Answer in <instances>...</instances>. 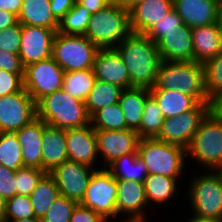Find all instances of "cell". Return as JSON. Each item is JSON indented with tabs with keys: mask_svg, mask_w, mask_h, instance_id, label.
<instances>
[{
	"mask_svg": "<svg viewBox=\"0 0 222 222\" xmlns=\"http://www.w3.org/2000/svg\"><path fill=\"white\" fill-rule=\"evenodd\" d=\"M115 49L129 72L132 86L151 88L155 85L162 62L155 42L145 34L131 32Z\"/></svg>",
	"mask_w": 222,
	"mask_h": 222,
	"instance_id": "obj_1",
	"label": "cell"
},
{
	"mask_svg": "<svg viewBox=\"0 0 222 222\" xmlns=\"http://www.w3.org/2000/svg\"><path fill=\"white\" fill-rule=\"evenodd\" d=\"M149 89L176 90L192 96L198 103H210L205 87L203 64L195 61L162 60L155 85Z\"/></svg>",
	"mask_w": 222,
	"mask_h": 222,
	"instance_id": "obj_2",
	"label": "cell"
},
{
	"mask_svg": "<svg viewBox=\"0 0 222 222\" xmlns=\"http://www.w3.org/2000/svg\"><path fill=\"white\" fill-rule=\"evenodd\" d=\"M36 109L37 117L51 127L66 130L90 124L85 102L73 98L63 89L42 98Z\"/></svg>",
	"mask_w": 222,
	"mask_h": 222,
	"instance_id": "obj_3",
	"label": "cell"
},
{
	"mask_svg": "<svg viewBox=\"0 0 222 222\" xmlns=\"http://www.w3.org/2000/svg\"><path fill=\"white\" fill-rule=\"evenodd\" d=\"M131 32L129 11L113 0L90 16L84 36L99 48H115Z\"/></svg>",
	"mask_w": 222,
	"mask_h": 222,
	"instance_id": "obj_4",
	"label": "cell"
},
{
	"mask_svg": "<svg viewBox=\"0 0 222 222\" xmlns=\"http://www.w3.org/2000/svg\"><path fill=\"white\" fill-rule=\"evenodd\" d=\"M137 153L145 163L148 174L180 177L186 167V149L156 137L139 139Z\"/></svg>",
	"mask_w": 222,
	"mask_h": 222,
	"instance_id": "obj_5",
	"label": "cell"
},
{
	"mask_svg": "<svg viewBox=\"0 0 222 222\" xmlns=\"http://www.w3.org/2000/svg\"><path fill=\"white\" fill-rule=\"evenodd\" d=\"M192 157L208 171L222 166V120L210 111L202 119L186 149V157Z\"/></svg>",
	"mask_w": 222,
	"mask_h": 222,
	"instance_id": "obj_6",
	"label": "cell"
},
{
	"mask_svg": "<svg viewBox=\"0 0 222 222\" xmlns=\"http://www.w3.org/2000/svg\"><path fill=\"white\" fill-rule=\"evenodd\" d=\"M100 48L84 35L56 33L53 40L52 57L64 72L93 68Z\"/></svg>",
	"mask_w": 222,
	"mask_h": 222,
	"instance_id": "obj_7",
	"label": "cell"
},
{
	"mask_svg": "<svg viewBox=\"0 0 222 222\" xmlns=\"http://www.w3.org/2000/svg\"><path fill=\"white\" fill-rule=\"evenodd\" d=\"M192 177L188 192L192 213L202 217L222 218V181L215 170Z\"/></svg>",
	"mask_w": 222,
	"mask_h": 222,
	"instance_id": "obj_8",
	"label": "cell"
},
{
	"mask_svg": "<svg viewBox=\"0 0 222 222\" xmlns=\"http://www.w3.org/2000/svg\"><path fill=\"white\" fill-rule=\"evenodd\" d=\"M116 195L117 180L106 168H100L92 174L79 204L110 222V218L117 217Z\"/></svg>",
	"mask_w": 222,
	"mask_h": 222,
	"instance_id": "obj_9",
	"label": "cell"
},
{
	"mask_svg": "<svg viewBox=\"0 0 222 222\" xmlns=\"http://www.w3.org/2000/svg\"><path fill=\"white\" fill-rule=\"evenodd\" d=\"M64 73L53 57L29 64L24 69L23 88L37 104L62 89Z\"/></svg>",
	"mask_w": 222,
	"mask_h": 222,
	"instance_id": "obj_10",
	"label": "cell"
},
{
	"mask_svg": "<svg viewBox=\"0 0 222 222\" xmlns=\"http://www.w3.org/2000/svg\"><path fill=\"white\" fill-rule=\"evenodd\" d=\"M209 112V103H198L192 110L164 119L158 140L187 149L202 119Z\"/></svg>",
	"mask_w": 222,
	"mask_h": 222,
	"instance_id": "obj_11",
	"label": "cell"
},
{
	"mask_svg": "<svg viewBox=\"0 0 222 222\" xmlns=\"http://www.w3.org/2000/svg\"><path fill=\"white\" fill-rule=\"evenodd\" d=\"M36 117V103L24 88L0 97V132H16Z\"/></svg>",
	"mask_w": 222,
	"mask_h": 222,
	"instance_id": "obj_12",
	"label": "cell"
},
{
	"mask_svg": "<svg viewBox=\"0 0 222 222\" xmlns=\"http://www.w3.org/2000/svg\"><path fill=\"white\" fill-rule=\"evenodd\" d=\"M97 169L83 163L66 160L49 174L54 178L61 196L80 203L85 195L88 182Z\"/></svg>",
	"mask_w": 222,
	"mask_h": 222,
	"instance_id": "obj_13",
	"label": "cell"
},
{
	"mask_svg": "<svg viewBox=\"0 0 222 222\" xmlns=\"http://www.w3.org/2000/svg\"><path fill=\"white\" fill-rule=\"evenodd\" d=\"M98 156H103V167L122 157L124 154L137 153L139 136L137 131L95 129Z\"/></svg>",
	"mask_w": 222,
	"mask_h": 222,
	"instance_id": "obj_14",
	"label": "cell"
},
{
	"mask_svg": "<svg viewBox=\"0 0 222 222\" xmlns=\"http://www.w3.org/2000/svg\"><path fill=\"white\" fill-rule=\"evenodd\" d=\"M57 30L22 25L19 57L24 67L52 57Z\"/></svg>",
	"mask_w": 222,
	"mask_h": 222,
	"instance_id": "obj_15",
	"label": "cell"
},
{
	"mask_svg": "<svg viewBox=\"0 0 222 222\" xmlns=\"http://www.w3.org/2000/svg\"><path fill=\"white\" fill-rule=\"evenodd\" d=\"M147 206L144 183L130 179L117 180V217L125 215L127 219H123V222H148L145 216Z\"/></svg>",
	"mask_w": 222,
	"mask_h": 222,
	"instance_id": "obj_16",
	"label": "cell"
},
{
	"mask_svg": "<svg viewBox=\"0 0 222 222\" xmlns=\"http://www.w3.org/2000/svg\"><path fill=\"white\" fill-rule=\"evenodd\" d=\"M156 44L164 61L194 62L192 28L185 24L181 29L160 30Z\"/></svg>",
	"mask_w": 222,
	"mask_h": 222,
	"instance_id": "obj_17",
	"label": "cell"
},
{
	"mask_svg": "<svg viewBox=\"0 0 222 222\" xmlns=\"http://www.w3.org/2000/svg\"><path fill=\"white\" fill-rule=\"evenodd\" d=\"M93 71L97 80L118 85L123 89L133 87L129 72L115 48H100L93 63Z\"/></svg>",
	"mask_w": 222,
	"mask_h": 222,
	"instance_id": "obj_18",
	"label": "cell"
},
{
	"mask_svg": "<svg viewBox=\"0 0 222 222\" xmlns=\"http://www.w3.org/2000/svg\"><path fill=\"white\" fill-rule=\"evenodd\" d=\"M66 148L68 160L83 163L94 168L97 161V142L95 129L91 124L66 129Z\"/></svg>",
	"mask_w": 222,
	"mask_h": 222,
	"instance_id": "obj_19",
	"label": "cell"
},
{
	"mask_svg": "<svg viewBox=\"0 0 222 222\" xmlns=\"http://www.w3.org/2000/svg\"><path fill=\"white\" fill-rule=\"evenodd\" d=\"M173 8L190 28L217 22L218 0H173Z\"/></svg>",
	"mask_w": 222,
	"mask_h": 222,
	"instance_id": "obj_20",
	"label": "cell"
},
{
	"mask_svg": "<svg viewBox=\"0 0 222 222\" xmlns=\"http://www.w3.org/2000/svg\"><path fill=\"white\" fill-rule=\"evenodd\" d=\"M173 9V0H146L134 6L129 11L131 31L146 34Z\"/></svg>",
	"mask_w": 222,
	"mask_h": 222,
	"instance_id": "obj_21",
	"label": "cell"
},
{
	"mask_svg": "<svg viewBox=\"0 0 222 222\" xmlns=\"http://www.w3.org/2000/svg\"><path fill=\"white\" fill-rule=\"evenodd\" d=\"M47 124L36 117L30 123L16 131L21 145L23 166L42 169V135Z\"/></svg>",
	"mask_w": 222,
	"mask_h": 222,
	"instance_id": "obj_22",
	"label": "cell"
},
{
	"mask_svg": "<svg viewBox=\"0 0 222 222\" xmlns=\"http://www.w3.org/2000/svg\"><path fill=\"white\" fill-rule=\"evenodd\" d=\"M41 147L42 170L49 173L68 160L66 130L46 125L43 129Z\"/></svg>",
	"mask_w": 222,
	"mask_h": 222,
	"instance_id": "obj_23",
	"label": "cell"
},
{
	"mask_svg": "<svg viewBox=\"0 0 222 222\" xmlns=\"http://www.w3.org/2000/svg\"><path fill=\"white\" fill-rule=\"evenodd\" d=\"M194 61L204 64L222 52V33L217 22L192 28Z\"/></svg>",
	"mask_w": 222,
	"mask_h": 222,
	"instance_id": "obj_24",
	"label": "cell"
},
{
	"mask_svg": "<svg viewBox=\"0 0 222 222\" xmlns=\"http://www.w3.org/2000/svg\"><path fill=\"white\" fill-rule=\"evenodd\" d=\"M149 95V88L146 87L133 86L121 92L118 103L124 113L128 129L137 131L140 128L144 105Z\"/></svg>",
	"mask_w": 222,
	"mask_h": 222,
	"instance_id": "obj_25",
	"label": "cell"
},
{
	"mask_svg": "<svg viewBox=\"0 0 222 222\" xmlns=\"http://www.w3.org/2000/svg\"><path fill=\"white\" fill-rule=\"evenodd\" d=\"M18 22L21 25L58 30L59 21L53 16L50 0H23Z\"/></svg>",
	"mask_w": 222,
	"mask_h": 222,
	"instance_id": "obj_26",
	"label": "cell"
},
{
	"mask_svg": "<svg viewBox=\"0 0 222 222\" xmlns=\"http://www.w3.org/2000/svg\"><path fill=\"white\" fill-rule=\"evenodd\" d=\"M149 93L156 100L164 119L179 116L198 104L192 96L176 90L149 89Z\"/></svg>",
	"mask_w": 222,
	"mask_h": 222,
	"instance_id": "obj_27",
	"label": "cell"
},
{
	"mask_svg": "<svg viewBox=\"0 0 222 222\" xmlns=\"http://www.w3.org/2000/svg\"><path fill=\"white\" fill-rule=\"evenodd\" d=\"M161 174H148L144 181L145 197L148 205L169 203L178 192L177 179ZM154 202V203H153Z\"/></svg>",
	"mask_w": 222,
	"mask_h": 222,
	"instance_id": "obj_28",
	"label": "cell"
},
{
	"mask_svg": "<svg viewBox=\"0 0 222 222\" xmlns=\"http://www.w3.org/2000/svg\"><path fill=\"white\" fill-rule=\"evenodd\" d=\"M106 169L116 180H134L144 183L148 176L147 167L138 153L124 154L111 162Z\"/></svg>",
	"mask_w": 222,
	"mask_h": 222,
	"instance_id": "obj_29",
	"label": "cell"
},
{
	"mask_svg": "<svg viewBox=\"0 0 222 222\" xmlns=\"http://www.w3.org/2000/svg\"><path fill=\"white\" fill-rule=\"evenodd\" d=\"M59 195L54 178L46 173L29 195L35 217L41 219Z\"/></svg>",
	"mask_w": 222,
	"mask_h": 222,
	"instance_id": "obj_30",
	"label": "cell"
},
{
	"mask_svg": "<svg viewBox=\"0 0 222 222\" xmlns=\"http://www.w3.org/2000/svg\"><path fill=\"white\" fill-rule=\"evenodd\" d=\"M122 91L118 85L96 80L85 101L88 115L91 117L99 109L118 103Z\"/></svg>",
	"mask_w": 222,
	"mask_h": 222,
	"instance_id": "obj_31",
	"label": "cell"
},
{
	"mask_svg": "<svg viewBox=\"0 0 222 222\" xmlns=\"http://www.w3.org/2000/svg\"><path fill=\"white\" fill-rule=\"evenodd\" d=\"M96 80L93 68L65 72L62 89L73 98L85 102Z\"/></svg>",
	"mask_w": 222,
	"mask_h": 222,
	"instance_id": "obj_32",
	"label": "cell"
},
{
	"mask_svg": "<svg viewBox=\"0 0 222 222\" xmlns=\"http://www.w3.org/2000/svg\"><path fill=\"white\" fill-rule=\"evenodd\" d=\"M0 164L12 171L24 167L22 149L15 131L0 132Z\"/></svg>",
	"mask_w": 222,
	"mask_h": 222,
	"instance_id": "obj_33",
	"label": "cell"
},
{
	"mask_svg": "<svg viewBox=\"0 0 222 222\" xmlns=\"http://www.w3.org/2000/svg\"><path fill=\"white\" fill-rule=\"evenodd\" d=\"M164 116L156 100L149 95L143 109L140 128L137 130L139 138H154L161 131Z\"/></svg>",
	"mask_w": 222,
	"mask_h": 222,
	"instance_id": "obj_34",
	"label": "cell"
},
{
	"mask_svg": "<svg viewBox=\"0 0 222 222\" xmlns=\"http://www.w3.org/2000/svg\"><path fill=\"white\" fill-rule=\"evenodd\" d=\"M91 14L75 1L74 6L59 21L58 33L64 35H85Z\"/></svg>",
	"mask_w": 222,
	"mask_h": 222,
	"instance_id": "obj_35",
	"label": "cell"
},
{
	"mask_svg": "<svg viewBox=\"0 0 222 222\" xmlns=\"http://www.w3.org/2000/svg\"><path fill=\"white\" fill-rule=\"evenodd\" d=\"M90 124L94 129L123 130L128 129L125 116L119 103L111 104L99 109L90 117Z\"/></svg>",
	"mask_w": 222,
	"mask_h": 222,
	"instance_id": "obj_36",
	"label": "cell"
},
{
	"mask_svg": "<svg viewBox=\"0 0 222 222\" xmlns=\"http://www.w3.org/2000/svg\"><path fill=\"white\" fill-rule=\"evenodd\" d=\"M205 87L209 99L222 92V52L203 64Z\"/></svg>",
	"mask_w": 222,
	"mask_h": 222,
	"instance_id": "obj_37",
	"label": "cell"
},
{
	"mask_svg": "<svg viewBox=\"0 0 222 222\" xmlns=\"http://www.w3.org/2000/svg\"><path fill=\"white\" fill-rule=\"evenodd\" d=\"M35 217L29 196L14 195L7 199L5 221Z\"/></svg>",
	"mask_w": 222,
	"mask_h": 222,
	"instance_id": "obj_38",
	"label": "cell"
},
{
	"mask_svg": "<svg viewBox=\"0 0 222 222\" xmlns=\"http://www.w3.org/2000/svg\"><path fill=\"white\" fill-rule=\"evenodd\" d=\"M77 204L76 201L59 195L41 218V222H69Z\"/></svg>",
	"mask_w": 222,
	"mask_h": 222,
	"instance_id": "obj_39",
	"label": "cell"
},
{
	"mask_svg": "<svg viewBox=\"0 0 222 222\" xmlns=\"http://www.w3.org/2000/svg\"><path fill=\"white\" fill-rule=\"evenodd\" d=\"M46 174L42 169L23 167L15 172L16 190L18 195L29 196L40 179Z\"/></svg>",
	"mask_w": 222,
	"mask_h": 222,
	"instance_id": "obj_40",
	"label": "cell"
},
{
	"mask_svg": "<svg viewBox=\"0 0 222 222\" xmlns=\"http://www.w3.org/2000/svg\"><path fill=\"white\" fill-rule=\"evenodd\" d=\"M21 31L22 25L19 22L16 25L1 30L0 49L19 55L21 45Z\"/></svg>",
	"mask_w": 222,
	"mask_h": 222,
	"instance_id": "obj_41",
	"label": "cell"
},
{
	"mask_svg": "<svg viewBox=\"0 0 222 222\" xmlns=\"http://www.w3.org/2000/svg\"><path fill=\"white\" fill-rule=\"evenodd\" d=\"M183 25L184 23L181 17L173 9L169 14L164 16L161 21H158L145 35L156 43L160 39V30L181 29Z\"/></svg>",
	"mask_w": 222,
	"mask_h": 222,
	"instance_id": "obj_42",
	"label": "cell"
},
{
	"mask_svg": "<svg viewBox=\"0 0 222 222\" xmlns=\"http://www.w3.org/2000/svg\"><path fill=\"white\" fill-rule=\"evenodd\" d=\"M24 74H13L0 69V97L14 94L23 88Z\"/></svg>",
	"mask_w": 222,
	"mask_h": 222,
	"instance_id": "obj_43",
	"label": "cell"
},
{
	"mask_svg": "<svg viewBox=\"0 0 222 222\" xmlns=\"http://www.w3.org/2000/svg\"><path fill=\"white\" fill-rule=\"evenodd\" d=\"M15 172L0 164V196L6 200L17 194Z\"/></svg>",
	"mask_w": 222,
	"mask_h": 222,
	"instance_id": "obj_44",
	"label": "cell"
},
{
	"mask_svg": "<svg viewBox=\"0 0 222 222\" xmlns=\"http://www.w3.org/2000/svg\"><path fill=\"white\" fill-rule=\"evenodd\" d=\"M0 69L13 74H24L25 67L18 54L0 49Z\"/></svg>",
	"mask_w": 222,
	"mask_h": 222,
	"instance_id": "obj_45",
	"label": "cell"
},
{
	"mask_svg": "<svg viewBox=\"0 0 222 222\" xmlns=\"http://www.w3.org/2000/svg\"><path fill=\"white\" fill-rule=\"evenodd\" d=\"M69 222H107L98 213L89 208L82 207L79 203L72 211Z\"/></svg>",
	"mask_w": 222,
	"mask_h": 222,
	"instance_id": "obj_46",
	"label": "cell"
},
{
	"mask_svg": "<svg viewBox=\"0 0 222 222\" xmlns=\"http://www.w3.org/2000/svg\"><path fill=\"white\" fill-rule=\"evenodd\" d=\"M76 0H50L53 16L60 21L64 15L74 6Z\"/></svg>",
	"mask_w": 222,
	"mask_h": 222,
	"instance_id": "obj_47",
	"label": "cell"
},
{
	"mask_svg": "<svg viewBox=\"0 0 222 222\" xmlns=\"http://www.w3.org/2000/svg\"><path fill=\"white\" fill-rule=\"evenodd\" d=\"M80 5L85 7L88 12L92 15L100 11L107 5H109L113 0H76Z\"/></svg>",
	"mask_w": 222,
	"mask_h": 222,
	"instance_id": "obj_48",
	"label": "cell"
},
{
	"mask_svg": "<svg viewBox=\"0 0 222 222\" xmlns=\"http://www.w3.org/2000/svg\"><path fill=\"white\" fill-rule=\"evenodd\" d=\"M18 23V16L7 10H0V31Z\"/></svg>",
	"mask_w": 222,
	"mask_h": 222,
	"instance_id": "obj_49",
	"label": "cell"
},
{
	"mask_svg": "<svg viewBox=\"0 0 222 222\" xmlns=\"http://www.w3.org/2000/svg\"><path fill=\"white\" fill-rule=\"evenodd\" d=\"M209 111L219 120H222V92L210 99Z\"/></svg>",
	"mask_w": 222,
	"mask_h": 222,
	"instance_id": "obj_50",
	"label": "cell"
},
{
	"mask_svg": "<svg viewBox=\"0 0 222 222\" xmlns=\"http://www.w3.org/2000/svg\"><path fill=\"white\" fill-rule=\"evenodd\" d=\"M23 0H0V10H7L19 15Z\"/></svg>",
	"mask_w": 222,
	"mask_h": 222,
	"instance_id": "obj_51",
	"label": "cell"
},
{
	"mask_svg": "<svg viewBox=\"0 0 222 222\" xmlns=\"http://www.w3.org/2000/svg\"><path fill=\"white\" fill-rule=\"evenodd\" d=\"M187 222H222V218L202 217L192 214Z\"/></svg>",
	"mask_w": 222,
	"mask_h": 222,
	"instance_id": "obj_52",
	"label": "cell"
},
{
	"mask_svg": "<svg viewBox=\"0 0 222 222\" xmlns=\"http://www.w3.org/2000/svg\"><path fill=\"white\" fill-rule=\"evenodd\" d=\"M119 2L126 10L130 11L134 6L146 1V0H116Z\"/></svg>",
	"mask_w": 222,
	"mask_h": 222,
	"instance_id": "obj_53",
	"label": "cell"
},
{
	"mask_svg": "<svg viewBox=\"0 0 222 222\" xmlns=\"http://www.w3.org/2000/svg\"><path fill=\"white\" fill-rule=\"evenodd\" d=\"M7 200L0 196V222H5Z\"/></svg>",
	"mask_w": 222,
	"mask_h": 222,
	"instance_id": "obj_54",
	"label": "cell"
},
{
	"mask_svg": "<svg viewBox=\"0 0 222 222\" xmlns=\"http://www.w3.org/2000/svg\"><path fill=\"white\" fill-rule=\"evenodd\" d=\"M217 24L222 33V0H218Z\"/></svg>",
	"mask_w": 222,
	"mask_h": 222,
	"instance_id": "obj_55",
	"label": "cell"
},
{
	"mask_svg": "<svg viewBox=\"0 0 222 222\" xmlns=\"http://www.w3.org/2000/svg\"><path fill=\"white\" fill-rule=\"evenodd\" d=\"M5 222H41V219L37 217H29V218H24L20 220L5 221Z\"/></svg>",
	"mask_w": 222,
	"mask_h": 222,
	"instance_id": "obj_56",
	"label": "cell"
},
{
	"mask_svg": "<svg viewBox=\"0 0 222 222\" xmlns=\"http://www.w3.org/2000/svg\"><path fill=\"white\" fill-rule=\"evenodd\" d=\"M215 171L219 174L220 179L222 181V166L218 167Z\"/></svg>",
	"mask_w": 222,
	"mask_h": 222,
	"instance_id": "obj_57",
	"label": "cell"
}]
</instances>
